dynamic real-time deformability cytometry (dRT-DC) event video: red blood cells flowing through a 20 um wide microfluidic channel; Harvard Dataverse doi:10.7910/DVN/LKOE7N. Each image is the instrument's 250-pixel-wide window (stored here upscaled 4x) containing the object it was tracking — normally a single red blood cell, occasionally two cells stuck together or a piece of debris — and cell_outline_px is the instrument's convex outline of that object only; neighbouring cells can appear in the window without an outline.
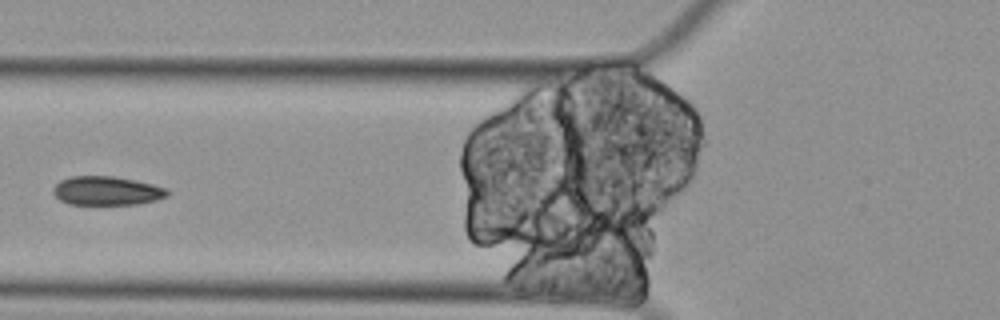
{"species": "Egyptian fruit bat (a non-hibernating species)", "species_latin": "Rousettus aegyptiacus", "temperature_condition": "cold", "stored_images_in_passage": 7, "camera_frame_rate_fps": 3000, "um_per_image_px": 0.085, "animal": {"sex": "female"}, "frame": {"image": 1, "passage_image": 7, "time_ms": 2.0, "image_size_px": [1000, 320], "cell_outline_px": [[168, 196], [156, 200], [136, 204], [68, 204], [60, 200], [52, 192], [52, 188], [60, 180], [72, 176], [112, 176], [152, 184], [164, 188], [168, 192]], "centroid_in_image_um": [9.03, 16.22], "position_along_channel_um": 116.8, "area_um2": 19.02}}